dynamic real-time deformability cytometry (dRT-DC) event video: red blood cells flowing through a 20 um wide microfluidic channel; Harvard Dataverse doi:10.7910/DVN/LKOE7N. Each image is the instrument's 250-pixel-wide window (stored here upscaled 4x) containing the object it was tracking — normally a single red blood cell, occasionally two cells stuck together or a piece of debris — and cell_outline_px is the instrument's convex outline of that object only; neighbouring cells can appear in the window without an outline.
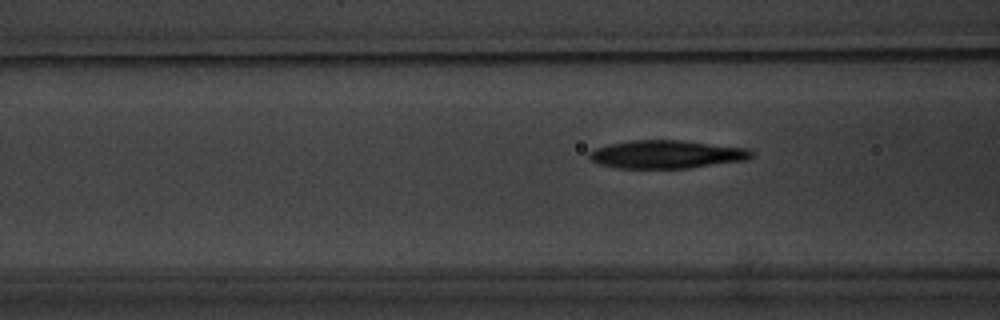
{"species": "common noctule bat (a hibernating species)", "species_latin": "Nyctalus noctula", "temperature_condition": "warm", "stored_images_in_passage": 17, "camera_frame_rate_fps": 3000, "um_per_image_px": 0.085, "animal": {"sex": "male", "body_mass_g": 20.1, "forearm_length_mm": 53.5}, "frame": {"image": 1, "passage_image": 8, "time_ms": 9.0, "image_size_px": [1000, 320], "cell_outline_px": [[756, 152], [748, 160], [688, 168], [616, 168], [600, 164], [592, 160], [588, 156], [588, 152], [596, 148], [608, 144], [632, 140], [684, 140], [748, 148]], "centroid_in_image_um": [56.7, 13.11], "position_along_channel_um": 109.9, "area_um2": 26.82}}
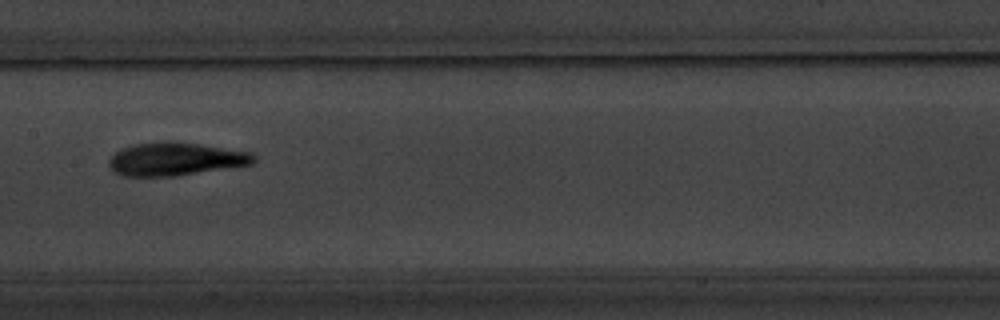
{"frame": {"image": 2, "passage_image": 10, "time_ms": 11.333, "image_size_px": [1000, 320], "cell_outline_px": [[256, 160], [252, 164], [228, 168], [176, 176], [124, 176], [116, 172], [108, 164], [108, 160], [120, 148], [136, 144], [168, 140], [200, 144], [252, 152], [256, 156]], "centroid_in_image_um": [14.94, 13.51], "position_along_channel_um": 192.5, "area_um2": 28.03}}
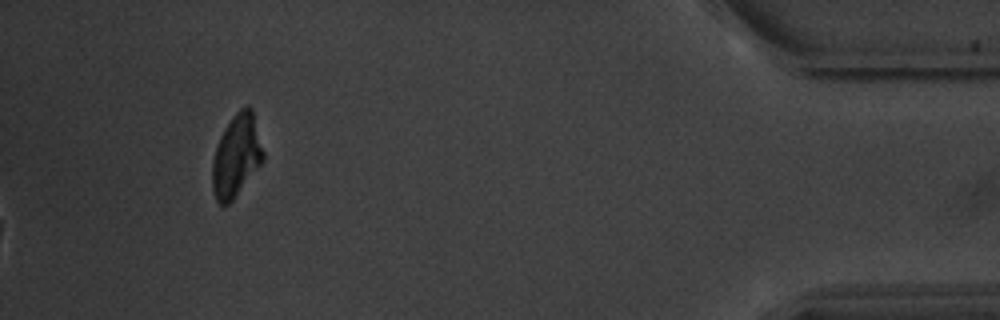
{"frame": {"image": 3, "passage_image": 17, "time_ms": 19.333, "image_size_px": [1000, 320], "cell_outline_px": [[264, 160], [232, 200], [228, 204], [220, 204], [216, 200], [212, 188], [212, 160], [220, 136], [224, 128], [232, 116], [240, 108], [248, 104], [252, 108], [264, 152]], "centroid_in_image_um": [20.09, 13.21], "position_along_channel_um": 415.1, "area_um2": 24.33}, "authors_computed_cell_mechanics": {"area_um2": 26.8192, "velocity_mm_per_s": 3.5084, "shape_relaxation_time_tau1_ms": null, "shape_relaxation_time_tau2_ms": 5.7657, "deformation_change_tau1": null, "deformation_change_tau2": 0.1302}}